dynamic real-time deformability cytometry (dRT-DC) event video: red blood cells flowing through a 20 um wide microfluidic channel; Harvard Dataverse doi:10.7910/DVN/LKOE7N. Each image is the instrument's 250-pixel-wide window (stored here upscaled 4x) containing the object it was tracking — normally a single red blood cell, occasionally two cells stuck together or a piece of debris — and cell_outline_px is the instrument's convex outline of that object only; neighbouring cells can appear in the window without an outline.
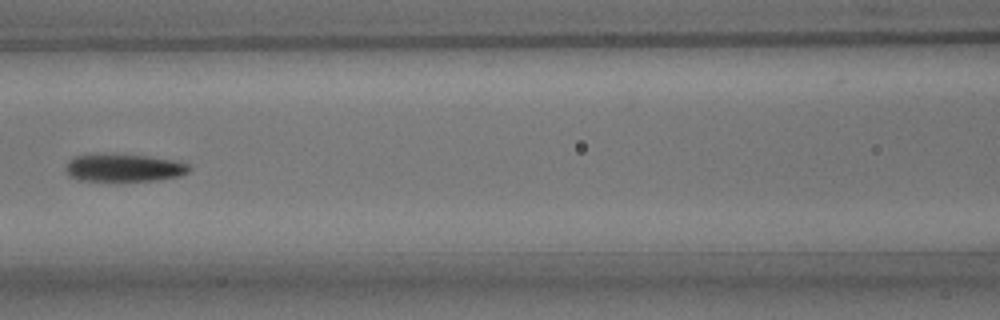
{"species": "common noctule bat (a hibernating species)", "species_latin": "Nyctalus noctula", "temperature_condition": "room temperature", "stored_images_in_passage": 8, "camera_frame_rate_fps": 3000, "um_per_image_px": 0.085, "animal": {"sex": "male", "body_mass_g": 15.6}, "frame": {"image": 1, "passage_image": 5, "time_ms": 4.667, "image_size_px": [1000, 320], "cell_outline_px": [[192, 168], [188, 172], [180, 176], [160, 180], [76, 180], [68, 176], [64, 172], [64, 164], [68, 160], [76, 156], [148, 156], [172, 160], [188, 164]], "centroid_in_image_um": [10.52, 14.3], "position_along_channel_um": 156.1, "area_um2": 19.36}}
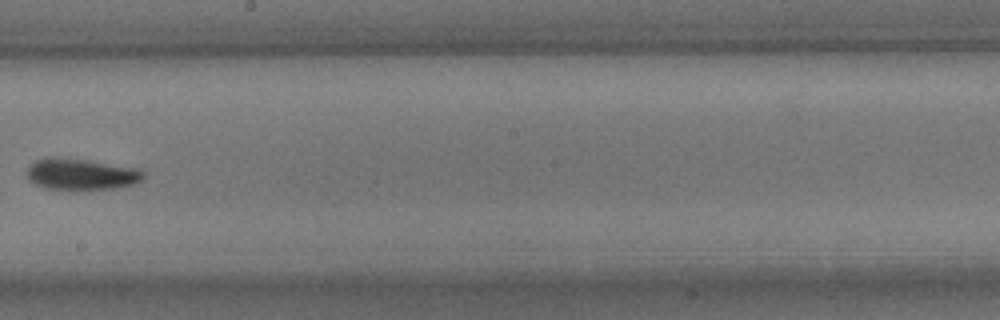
{"frame": {"image": 2, "passage_image": 7, "time_ms": 7.0, "image_size_px": [1000, 320], "cell_outline_px": [[144, 176], [140, 180], [132, 184], [112, 188], [76, 192], [44, 188], [28, 180], [28, 168], [36, 160], [44, 156], [56, 156], [88, 160], [140, 168], [144, 172]], "centroid_in_image_um": [6.87, 14.82], "position_along_channel_um": 241.3, "area_um2": 21.96}}
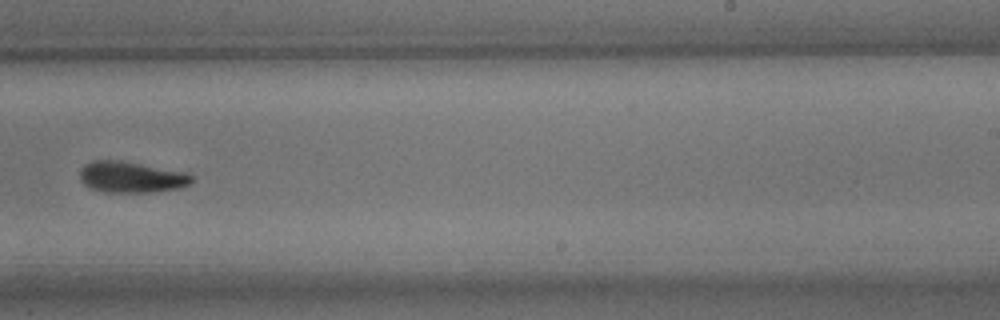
{"frame": {"image": 3, "passage_image": 8, "time_ms": 8.0, "image_size_px": [1000, 320], "cell_outline_px": [[192, 184], [184, 188], [152, 192], [104, 192], [88, 188], [80, 180], [80, 168], [84, 164], [92, 160], [120, 160], [188, 172], [192, 176]], "centroid_in_image_um": [11.17, 15.05], "position_along_channel_um": 277.8, "area_um2": 20.75}}